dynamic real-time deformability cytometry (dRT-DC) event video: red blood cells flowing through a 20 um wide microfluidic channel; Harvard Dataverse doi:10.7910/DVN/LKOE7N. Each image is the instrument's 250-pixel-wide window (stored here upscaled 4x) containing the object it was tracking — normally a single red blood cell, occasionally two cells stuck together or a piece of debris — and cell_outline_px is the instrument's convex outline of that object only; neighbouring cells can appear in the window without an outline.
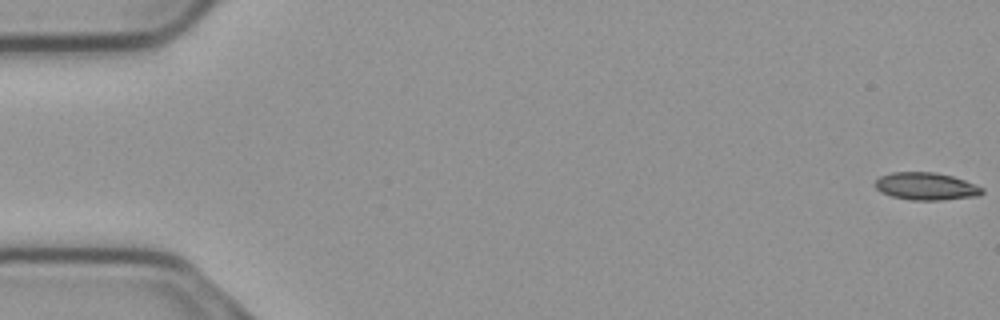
{"species": "common noctule bat (a hibernating species)", "species_latin": "Nyctalus noctula", "temperature_condition": "cold", "stored_images_in_passage": 56, "camera_frame_rate_fps": 3000, "um_per_image_px": 0.085, "animal": {"sex": "male", "body_mass_g": 23.1, "forearm_length_mm": 52.7}, "frame": {"image": 1, "passage_image": 1, "time_ms": 0.0, "image_size_px": [1000, 320], "cell_outline_px": [[984, 192], [980, 196], [940, 200], [912, 200], [892, 196], [880, 192], [876, 188], [876, 180], [880, 176], [892, 172], [936, 172], [952, 176], [964, 180], [984, 188]], "centroid_in_image_um": [78.74, 15.83], "position_along_channel_um": 6.3, "area_um2": 17.17}}
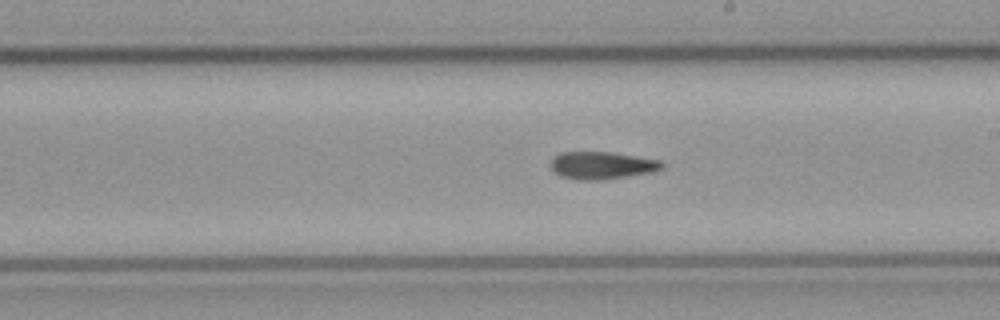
{"frame": {"image": 2, "passage_image": 32, "time_ms": 10.333, "image_size_px": [1000, 320], "cell_outline_px": [[664, 168], [652, 172], [628, 176], [600, 180], [576, 180], [560, 176], [552, 168], [552, 160], [560, 152], [612, 152], [660, 160], [664, 164]], "centroid_in_image_um": [51.19, 14.06], "position_along_channel_um": 237.8, "area_um2": 17.74}}
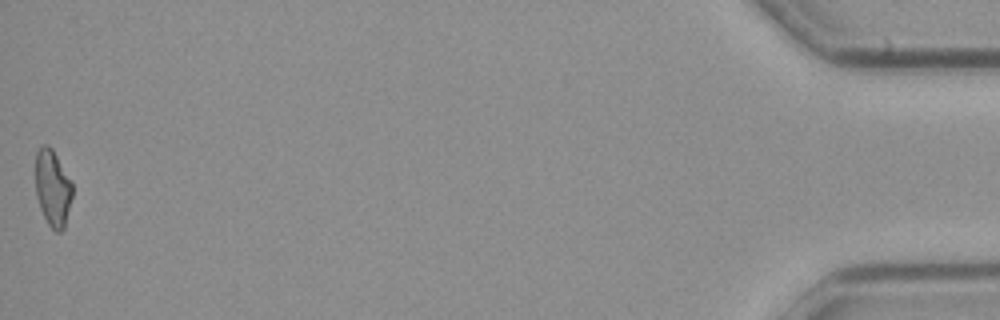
{"frame": {"image": 3, "passage_image": 56, "time_ms": 18.333, "image_size_px": [1000, 320], "cell_outline_px": [[72, 196], [64, 228], [60, 232], [56, 232], [48, 224], [40, 208], [36, 196], [36, 152], [44, 144], [48, 144], [52, 148], [72, 180]], "centroid_in_image_um": [4.48, 15.97], "position_along_channel_um": 430.7, "area_um2": 16.47}}